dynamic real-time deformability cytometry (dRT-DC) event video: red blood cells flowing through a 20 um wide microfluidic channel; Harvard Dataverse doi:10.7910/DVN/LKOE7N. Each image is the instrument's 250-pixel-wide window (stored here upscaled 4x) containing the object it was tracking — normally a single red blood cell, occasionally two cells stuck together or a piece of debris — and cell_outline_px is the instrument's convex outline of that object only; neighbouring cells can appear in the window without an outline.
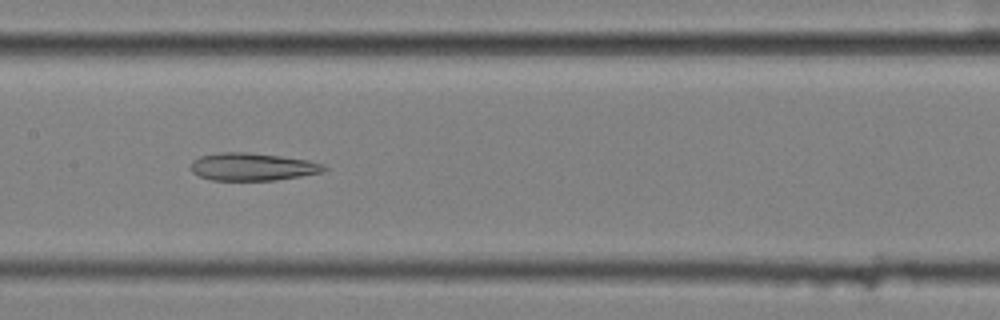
{"species": "common noctule bat (a hibernating species)", "species_latin": "Nyctalus noctula", "temperature_condition": "cold", "stored_images_in_passage": 11, "camera_frame_rate_fps": 3000, "um_per_image_px": 0.085, "animal": {"sex": "female", "body_mass_g": 25.1}, "frame": {"image": 1, "passage_image": 8, "time_ms": 2.333, "image_size_px": [1000, 320], "cell_outline_px": [[328, 168], [324, 172], [276, 180], [212, 180], [200, 176], [192, 172], [188, 168], [192, 160], [200, 156], [220, 152], [248, 152], [280, 156], [308, 160], [324, 164]], "centroid_in_image_um": [21.44, 14.17], "position_along_channel_um": 186.0, "area_um2": 21.62}}
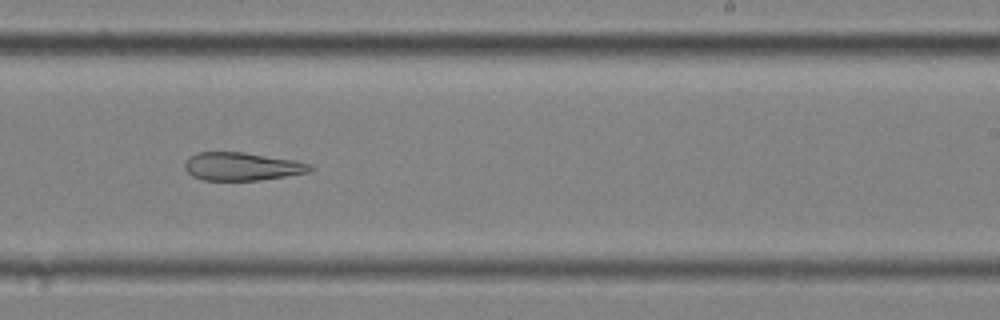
{"frame": {"image": 2, "passage_image": 10, "time_ms": 3.0, "image_size_px": [1000, 320], "cell_outline_px": [[316, 168], [308, 172], [260, 180], [204, 180], [192, 176], [184, 168], [184, 164], [188, 156], [196, 152], [244, 152], [296, 160], [312, 164]], "centroid_in_image_um": [20.57, 14.14], "position_along_channel_um": 268.4, "area_um2": 20.69}}